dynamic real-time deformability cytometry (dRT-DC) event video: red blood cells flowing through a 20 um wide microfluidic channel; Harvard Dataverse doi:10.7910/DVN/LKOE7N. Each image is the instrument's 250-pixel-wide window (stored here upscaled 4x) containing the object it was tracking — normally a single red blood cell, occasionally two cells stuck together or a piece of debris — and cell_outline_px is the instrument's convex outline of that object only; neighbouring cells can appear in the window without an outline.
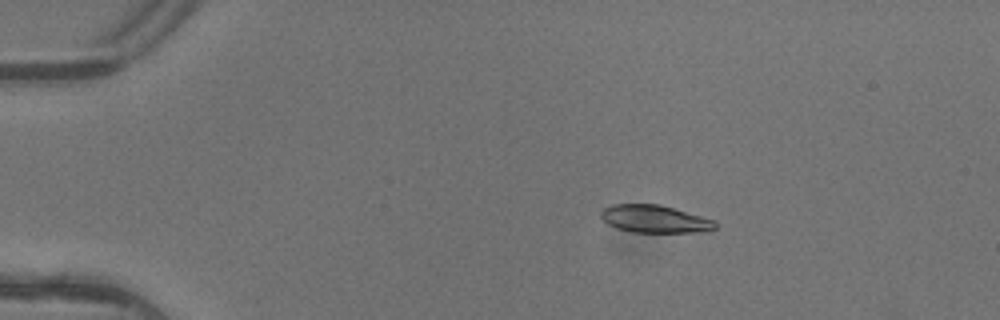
{"species": "common noctule bat (a hibernating species)", "species_latin": "Nyctalus noctula", "temperature_condition": "warm", "stored_images_in_passage": 3, "camera_frame_rate_fps": 3000, "um_per_image_px": 0.085, "animal": {"sex": "female"}, "frame": {"image": 1, "passage_image": 2, "time_ms": 0.333, "image_size_px": [1000, 320], "cell_outline_px": [[716, 228], [708, 232], [632, 232], [616, 228], [608, 224], [600, 216], [600, 212], [604, 208], [612, 204], [660, 204], [700, 216], [712, 220], [716, 224]], "centroid_in_image_um": [55.62, 18.61], "position_along_channel_um": 29.4, "area_um2": 18.32}}